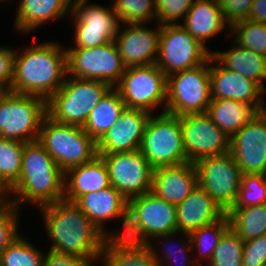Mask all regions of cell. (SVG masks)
I'll use <instances>...</instances> for the list:
<instances>
[{
	"mask_svg": "<svg viewBox=\"0 0 266 266\" xmlns=\"http://www.w3.org/2000/svg\"><path fill=\"white\" fill-rule=\"evenodd\" d=\"M41 266H92L87 260L51 250L45 252Z\"/></svg>",
	"mask_w": 266,
	"mask_h": 266,
	"instance_id": "obj_45",
	"label": "cell"
},
{
	"mask_svg": "<svg viewBox=\"0 0 266 266\" xmlns=\"http://www.w3.org/2000/svg\"><path fill=\"white\" fill-rule=\"evenodd\" d=\"M100 156L106 163L111 186L127 200L151 192L154 168L139 150Z\"/></svg>",
	"mask_w": 266,
	"mask_h": 266,
	"instance_id": "obj_15",
	"label": "cell"
},
{
	"mask_svg": "<svg viewBox=\"0 0 266 266\" xmlns=\"http://www.w3.org/2000/svg\"><path fill=\"white\" fill-rule=\"evenodd\" d=\"M46 115L45 99L8 91L0 100V138L36 141Z\"/></svg>",
	"mask_w": 266,
	"mask_h": 266,
	"instance_id": "obj_8",
	"label": "cell"
},
{
	"mask_svg": "<svg viewBox=\"0 0 266 266\" xmlns=\"http://www.w3.org/2000/svg\"><path fill=\"white\" fill-rule=\"evenodd\" d=\"M227 216L230 227L244 241L266 234V204L232 207Z\"/></svg>",
	"mask_w": 266,
	"mask_h": 266,
	"instance_id": "obj_31",
	"label": "cell"
},
{
	"mask_svg": "<svg viewBox=\"0 0 266 266\" xmlns=\"http://www.w3.org/2000/svg\"><path fill=\"white\" fill-rule=\"evenodd\" d=\"M3 1H4V2H5V1L7 2L8 0H0V3L3 2ZM9 1H12V0H9Z\"/></svg>",
	"mask_w": 266,
	"mask_h": 266,
	"instance_id": "obj_50",
	"label": "cell"
},
{
	"mask_svg": "<svg viewBox=\"0 0 266 266\" xmlns=\"http://www.w3.org/2000/svg\"><path fill=\"white\" fill-rule=\"evenodd\" d=\"M14 31L34 32L48 21L62 20L72 9V0H18Z\"/></svg>",
	"mask_w": 266,
	"mask_h": 266,
	"instance_id": "obj_23",
	"label": "cell"
},
{
	"mask_svg": "<svg viewBox=\"0 0 266 266\" xmlns=\"http://www.w3.org/2000/svg\"><path fill=\"white\" fill-rule=\"evenodd\" d=\"M110 186L106 163L97 155L93 160L65 172L64 200L75 203L82 195Z\"/></svg>",
	"mask_w": 266,
	"mask_h": 266,
	"instance_id": "obj_25",
	"label": "cell"
},
{
	"mask_svg": "<svg viewBox=\"0 0 266 266\" xmlns=\"http://www.w3.org/2000/svg\"><path fill=\"white\" fill-rule=\"evenodd\" d=\"M139 151L155 169L188 162L183 147L180 116L166 112L151 114Z\"/></svg>",
	"mask_w": 266,
	"mask_h": 266,
	"instance_id": "obj_7",
	"label": "cell"
},
{
	"mask_svg": "<svg viewBox=\"0 0 266 266\" xmlns=\"http://www.w3.org/2000/svg\"><path fill=\"white\" fill-rule=\"evenodd\" d=\"M177 231L176 206L148 192L128 200L124 231H111L112 238L146 244L158 235Z\"/></svg>",
	"mask_w": 266,
	"mask_h": 266,
	"instance_id": "obj_4",
	"label": "cell"
},
{
	"mask_svg": "<svg viewBox=\"0 0 266 266\" xmlns=\"http://www.w3.org/2000/svg\"><path fill=\"white\" fill-rule=\"evenodd\" d=\"M230 228V221L225 213L220 219L204 225L199 229L192 231L190 235L192 250L196 251L194 256V262L197 266H204L203 260L205 259V264H208L212 254L220 241L223 234ZM201 261V262H200Z\"/></svg>",
	"mask_w": 266,
	"mask_h": 266,
	"instance_id": "obj_32",
	"label": "cell"
},
{
	"mask_svg": "<svg viewBox=\"0 0 266 266\" xmlns=\"http://www.w3.org/2000/svg\"><path fill=\"white\" fill-rule=\"evenodd\" d=\"M155 24V29L145 23L120 24L114 42L126 68L156 64L161 26Z\"/></svg>",
	"mask_w": 266,
	"mask_h": 266,
	"instance_id": "obj_18",
	"label": "cell"
},
{
	"mask_svg": "<svg viewBox=\"0 0 266 266\" xmlns=\"http://www.w3.org/2000/svg\"><path fill=\"white\" fill-rule=\"evenodd\" d=\"M198 185L227 213L236 203L241 185V170L230 152L206 157L194 163Z\"/></svg>",
	"mask_w": 266,
	"mask_h": 266,
	"instance_id": "obj_13",
	"label": "cell"
},
{
	"mask_svg": "<svg viewBox=\"0 0 266 266\" xmlns=\"http://www.w3.org/2000/svg\"><path fill=\"white\" fill-rule=\"evenodd\" d=\"M266 265V234L244 241L242 266Z\"/></svg>",
	"mask_w": 266,
	"mask_h": 266,
	"instance_id": "obj_42",
	"label": "cell"
},
{
	"mask_svg": "<svg viewBox=\"0 0 266 266\" xmlns=\"http://www.w3.org/2000/svg\"><path fill=\"white\" fill-rule=\"evenodd\" d=\"M256 111L249 105L233 99H212L206 114L229 138L233 137Z\"/></svg>",
	"mask_w": 266,
	"mask_h": 266,
	"instance_id": "obj_29",
	"label": "cell"
},
{
	"mask_svg": "<svg viewBox=\"0 0 266 266\" xmlns=\"http://www.w3.org/2000/svg\"><path fill=\"white\" fill-rule=\"evenodd\" d=\"M43 216L51 251L99 262L108 237L74 203L60 200L37 209Z\"/></svg>",
	"mask_w": 266,
	"mask_h": 266,
	"instance_id": "obj_1",
	"label": "cell"
},
{
	"mask_svg": "<svg viewBox=\"0 0 266 266\" xmlns=\"http://www.w3.org/2000/svg\"><path fill=\"white\" fill-rule=\"evenodd\" d=\"M195 0H155L156 22L161 25L181 24ZM180 21V22H179Z\"/></svg>",
	"mask_w": 266,
	"mask_h": 266,
	"instance_id": "obj_40",
	"label": "cell"
},
{
	"mask_svg": "<svg viewBox=\"0 0 266 266\" xmlns=\"http://www.w3.org/2000/svg\"><path fill=\"white\" fill-rule=\"evenodd\" d=\"M217 2L230 26L247 20L253 4V0H217Z\"/></svg>",
	"mask_w": 266,
	"mask_h": 266,
	"instance_id": "obj_43",
	"label": "cell"
},
{
	"mask_svg": "<svg viewBox=\"0 0 266 266\" xmlns=\"http://www.w3.org/2000/svg\"><path fill=\"white\" fill-rule=\"evenodd\" d=\"M212 56L225 68L254 81L265 93L266 57L242 48L233 41L228 50L212 51Z\"/></svg>",
	"mask_w": 266,
	"mask_h": 266,
	"instance_id": "obj_27",
	"label": "cell"
},
{
	"mask_svg": "<svg viewBox=\"0 0 266 266\" xmlns=\"http://www.w3.org/2000/svg\"><path fill=\"white\" fill-rule=\"evenodd\" d=\"M266 204V181L264 174H243L238 198L233 207Z\"/></svg>",
	"mask_w": 266,
	"mask_h": 266,
	"instance_id": "obj_38",
	"label": "cell"
},
{
	"mask_svg": "<svg viewBox=\"0 0 266 266\" xmlns=\"http://www.w3.org/2000/svg\"><path fill=\"white\" fill-rule=\"evenodd\" d=\"M8 202L6 191L0 185V208Z\"/></svg>",
	"mask_w": 266,
	"mask_h": 266,
	"instance_id": "obj_48",
	"label": "cell"
},
{
	"mask_svg": "<svg viewBox=\"0 0 266 266\" xmlns=\"http://www.w3.org/2000/svg\"><path fill=\"white\" fill-rule=\"evenodd\" d=\"M45 253L37 246L19 236L3 252L0 258V266H41Z\"/></svg>",
	"mask_w": 266,
	"mask_h": 266,
	"instance_id": "obj_36",
	"label": "cell"
},
{
	"mask_svg": "<svg viewBox=\"0 0 266 266\" xmlns=\"http://www.w3.org/2000/svg\"><path fill=\"white\" fill-rule=\"evenodd\" d=\"M102 266H160L147 244L108 238L100 255Z\"/></svg>",
	"mask_w": 266,
	"mask_h": 266,
	"instance_id": "obj_28",
	"label": "cell"
},
{
	"mask_svg": "<svg viewBox=\"0 0 266 266\" xmlns=\"http://www.w3.org/2000/svg\"><path fill=\"white\" fill-rule=\"evenodd\" d=\"M230 33L235 34L233 41L240 47L266 57V23L242 20L231 26Z\"/></svg>",
	"mask_w": 266,
	"mask_h": 266,
	"instance_id": "obj_34",
	"label": "cell"
},
{
	"mask_svg": "<svg viewBox=\"0 0 266 266\" xmlns=\"http://www.w3.org/2000/svg\"><path fill=\"white\" fill-rule=\"evenodd\" d=\"M111 88L103 81L67 75L64 84L46 101L47 116L59 123L83 127L91 111Z\"/></svg>",
	"mask_w": 266,
	"mask_h": 266,
	"instance_id": "obj_5",
	"label": "cell"
},
{
	"mask_svg": "<svg viewBox=\"0 0 266 266\" xmlns=\"http://www.w3.org/2000/svg\"><path fill=\"white\" fill-rule=\"evenodd\" d=\"M125 108L124 101L112 87L91 111L82 128L97 142L118 120Z\"/></svg>",
	"mask_w": 266,
	"mask_h": 266,
	"instance_id": "obj_30",
	"label": "cell"
},
{
	"mask_svg": "<svg viewBox=\"0 0 266 266\" xmlns=\"http://www.w3.org/2000/svg\"><path fill=\"white\" fill-rule=\"evenodd\" d=\"M198 186L194 163L162 166L153 170L152 190L157 197L177 206Z\"/></svg>",
	"mask_w": 266,
	"mask_h": 266,
	"instance_id": "obj_22",
	"label": "cell"
},
{
	"mask_svg": "<svg viewBox=\"0 0 266 266\" xmlns=\"http://www.w3.org/2000/svg\"><path fill=\"white\" fill-rule=\"evenodd\" d=\"M181 236H184V238H181L180 241L181 242H177V244H179L180 246L178 247L179 249H176L177 248V245L173 248V246L176 244H174L172 242V240L174 238H176L177 235H180ZM183 234V235H182ZM162 239V240H161ZM152 241H149L148 243H146L148 245V247L150 248L151 250V253L153 255V257L158 261L160 262L165 256H177V253L178 251L176 250H179L178 252V255H189V253L191 252L192 253V244H191V239H190V235L187 234V233H182L180 231H175V232H172V233H168V234H163V235H158V236H155V238H152L151 239ZM154 240H157V242L153 243ZM159 240V241H158ZM161 240V241H160ZM164 240V242L166 244H164V242H162ZM171 240V241H170ZM169 241V242H168ZM173 243L174 245L173 246H169L171 245V243ZM187 242V243H186ZM161 246V250L162 251H158L160 246L158 245V247H156V245L154 246L153 244H156ZM169 243V244H168ZM168 244V245H167ZM167 246V247H166ZM166 247V248H165ZM189 252V253H188ZM187 253V254H186ZM175 254V255H174Z\"/></svg>",
	"mask_w": 266,
	"mask_h": 266,
	"instance_id": "obj_41",
	"label": "cell"
},
{
	"mask_svg": "<svg viewBox=\"0 0 266 266\" xmlns=\"http://www.w3.org/2000/svg\"><path fill=\"white\" fill-rule=\"evenodd\" d=\"M181 24L204 47L206 42L231 26L224 18L217 0H195ZM229 28V29H228Z\"/></svg>",
	"mask_w": 266,
	"mask_h": 266,
	"instance_id": "obj_26",
	"label": "cell"
},
{
	"mask_svg": "<svg viewBox=\"0 0 266 266\" xmlns=\"http://www.w3.org/2000/svg\"><path fill=\"white\" fill-rule=\"evenodd\" d=\"M212 50L192 37L181 24L161 25L156 65L168 77L206 63Z\"/></svg>",
	"mask_w": 266,
	"mask_h": 266,
	"instance_id": "obj_11",
	"label": "cell"
},
{
	"mask_svg": "<svg viewBox=\"0 0 266 266\" xmlns=\"http://www.w3.org/2000/svg\"><path fill=\"white\" fill-rule=\"evenodd\" d=\"M65 173L38 141L24 145L20 176L6 191L8 202L37 209L64 199ZM14 197H13V195ZM13 199H12V198Z\"/></svg>",
	"mask_w": 266,
	"mask_h": 266,
	"instance_id": "obj_3",
	"label": "cell"
},
{
	"mask_svg": "<svg viewBox=\"0 0 266 266\" xmlns=\"http://www.w3.org/2000/svg\"><path fill=\"white\" fill-rule=\"evenodd\" d=\"M210 63L212 99H233L251 106L257 113L265 110V92L254 81L223 67L212 55Z\"/></svg>",
	"mask_w": 266,
	"mask_h": 266,
	"instance_id": "obj_19",
	"label": "cell"
},
{
	"mask_svg": "<svg viewBox=\"0 0 266 266\" xmlns=\"http://www.w3.org/2000/svg\"><path fill=\"white\" fill-rule=\"evenodd\" d=\"M15 51L11 47L0 45V85L8 91L11 89L14 77Z\"/></svg>",
	"mask_w": 266,
	"mask_h": 266,
	"instance_id": "obj_44",
	"label": "cell"
},
{
	"mask_svg": "<svg viewBox=\"0 0 266 266\" xmlns=\"http://www.w3.org/2000/svg\"><path fill=\"white\" fill-rule=\"evenodd\" d=\"M90 0H72L70 18L74 24L75 45L70 48H94L114 41L120 23L112 3L108 7L89 4Z\"/></svg>",
	"mask_w": 266,
	"mask_h": 266,
	"instance_id": "obj_12",
	"label": "cell"
},
{
	"mask_svg": "<svg viewBox=\"0 0 266 266\" xmlns=\"http://www.w3.org/2000/svg\"><path fill=\"white\" fill-rule=\"evenodd\" d=\"M183 147L188 162L230 152V138L216 126L206 113L180 116Z\"/></svg>",
	"mask_w": 266,
	"mask_h": 266,
	"instance_id": "obj_16",
	"label": "cell"
},
{
	"mask_svg": "<svg viewBox=\"0 0 266 266\" xmlns=\"http://www.w3.org/2000/svg\"><path fill=\"white\" fill-rule=\"evenodd\" d=\"M176 211L177 231L187 234L220 219L225 214L199 185L176 206Z\"/></svg>",
	"mask_w": 266,
	"mask_h": 266,
	"instance_id": "obj_24",
	"label": "cell"
},
{
	"mask_svg": "<svg viewBox=\"0 0 266 266\" xmlns=\"http://www.w3.org/2000/svg\"><path fill=\"white\" fill-rule=\"evenodd\" d=\"M211 100L210 58L204 64L167 77L166 113H206Z\"/></svg>",
	"mask_w": 266,
	"mask_h": 266,
	"instance_id": "obj_9",
	"label": "cell"
},
{
	"mask_svg": "<svg viewBox=\"0 0 266 266\" xmlns=\"http://www.w3.org/2000/svg\"><path fill=\"white\" fill-rule=\"evenodd\" d=\"M150 115L145 110L125 108L118 120L96 142L98 155L139 150Z\"/></svg>",
	"mask_w": 266,
	"mask_h": 266,
	"instance_id": "obj_20",
	"label": "cell"
},
{
	"mask_svg": "<svg viewBox=\"0 0 266 266\" xmlns=\"http://www.w3.org/2000/svg\"><path fill=\"white\" fill-rule=\"evenodd\" d=\"M25 142L0 138V185L7 191L19 178Z\"/></svg>",
	"mask_w": 266,
	"mask_h": 266,
	"instance_id": "obj_33",
	"label": "cell"
},
{
	"mask_svg": "<svg viewBox=\"0 0 266 266\" xmlns=\"http://www.w3.org/2000/svg\"><path fill=\"white\" fill-rule=\"evenodd\" d=\"M180 259L181 256L182 261H178V259H176L178 257V255L175 256H165L160 262V266H197V264L194 262V259H190L191 256L189 255H179Z\"/></svg>",
	"mask_w": 266,
	"mask_h": 266,
	"instance_id": "obj_47",
	"label": "cell"
},
{
	"mask_svg": "<svg viewBox=\"0 0 266 266\" xmlns=\"http://www.w3.org/2000/svg\"><path fill=\"white\" fill-rule=\"evenodd\" d=\"M120 24L156 23L155 0H110Z\"/></svg>",
	"mask_w": 266,
	"mask_h": 266,
	"instance_id": "obj_35",
	"label": "cell"
},
{
	"mask_svg": "<svg viewBox=\"0 0 266 266\" xmlns=\"http://www.w3.org/2000/svg\"><path fill=\"white\" fill-rule=\"evenodd\" d=\"M38 141L64 173L98 155L96 141L82 127L56 122L47 115L43 118Z\"/></svg>",
	"mask_w": 266,
	"mask_h": 266,
	"instance_id": "obj_6",
	"label": "cell"
},
{
	"mask_svg": "<svg viewBox=\"0 0 266 266\" xmlns=\"http://www.w3.org/2000/svg\"><path fill=\"white\" fill-rule=\"evenodd\" d=\"M68 76L99 80L114 87L126 67L114 41L94 48H67Z\"/></svg>",
	"mask_w": 266,
	"mask_h": 266,
	"instance_id": "obj_14",
	"label": "cell"
},
{
	"mask_svg": "<svg viewBox=\"0 0 266 266\" xmlns=\"http://www.w3.org/2000/svg\"><path fill=\"white\" fill-rule=\"evenodd\" d=\"M19 210L21 211L16 205L9 202L0 208V258L10 244L21 236L18 233L20 229L19 216L21 215Z\"/></svg>",
	"mask_w": 266,
	"mask_h": 266,
	"instance_id": "obj_39",
	"label": "cell"
},
{
	"mask_svg": "<svg viewBox=\"0 0 266 266\" xmlns=\"http://www.w3.org/2000/svg\"><path fill=\"white\" fill-rule=\"evenodd\" d=\"M7 92L8 90L4 86L0 85V100Z\"/></svg>",
	"mask_w": 266,
	"mask_h": 266,
	"instance_id": "obj_49",
	"label": "cell"
},
{
	"mask_svg": "<svg viewBox=\"0 0 266 266\" xmlns=\"http://www.w3.org/2000/svg\"><path fill=\"white\" fill-rule=\"evenodd\" d=\"M244 240L230 227L221 237L208 266H242Z\"/></svg>",
	"mask_w": 266,
	"mask_h": 266,
	"instance_id": "obj_37",
	"label": "cell"
},
{
	"mask_svg": "<svg viewBox=\"0 0 266 266\" xmlns=\"http://www.w3.org/2000/svg\"><path fill=\"white\" fill-rule=\"evenodd\" d=\"M75 204L108 238H112V232H108L107 226H105L108 220L120 217V224H122L120 230H125L128 200L114 187L110 186L82 195Z\"/></svg>",
	"mask_w": 266,
	"mask_h": 266,
	"instance_id": "obj_21",
	"label": "cell"
},
{
	"mask_svg": "<svg viewBox=\"0 0 266 266\" xmlns=\"http://www.w3.org/2000/svg\"><path fill=\"white\" fill-rule=\"evenodd\" d=\"M230 153L241 174L266 173V113H256L233 137Z\"/></svg>",
	"mask_w": 266,
	"mask_h": 266,
	"instance_id": "obj_17",
	"label": "cell"
},
{
	"mask_svg": "<svg viewBox=\"0 0 266 266\" xmlns=\"http://www.w3.org/2000/svg\"><path fill=\"white\" fill-rule=\"evenodd\" d=\"M15 51L11 92L39 96L46 101L64 84L68 75L67 51L53 41L31 44Z\"/></svg>",
	"mask_w": 266,
	"mask_h": 266,
	"instance_id": "obj_2",
	"label": "cell"
},
{
	"mask_svg": "<svg viewBox=\"0 0 266 266\" xmlns=\"http://www.w3.org/2000/svg\"><path fill=\"white\" fill-rule=\"evenodd\" d=\"M114 88L126 108L154 114L161 106L165 112L167 77L156 64L127 67Z\"/></svg>",
	"mask_w": 266,
	"mask_h": 266,
	"instance_id": "obj_10",
	"label": "cell"
},
{
	"mask_svg": "<svg viewBox=\"0 0 266 266\" xmlns=\"http://www.w3.org/2000/svg\"><path fill=\"white\" fill-rule=\"evenodd\" d=\"M248 20L266 23V0H253Z\"/></svg>",
	"mask_w": 266,
	"mask_h": 266,
	"instance_id": "obj_46",
	"label": "cell"
}]
</instances>
